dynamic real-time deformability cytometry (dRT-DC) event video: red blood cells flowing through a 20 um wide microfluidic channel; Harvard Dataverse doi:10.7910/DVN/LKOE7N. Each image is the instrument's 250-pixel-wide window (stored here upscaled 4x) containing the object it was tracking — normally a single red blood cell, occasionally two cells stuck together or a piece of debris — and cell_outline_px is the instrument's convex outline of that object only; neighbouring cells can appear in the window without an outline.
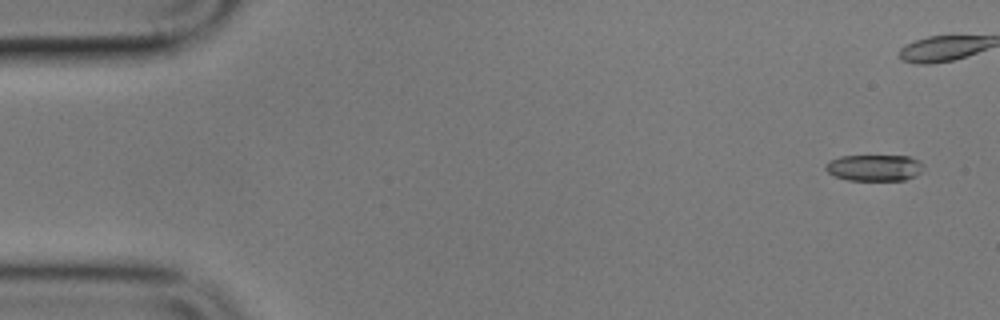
{"species": "common noctule bat (a hibernating species)", "species_latin": "Nyctalus noctula", "temperature_condition": "cold", "stored_images_in_passage": 5, "camera_frame_rate_fps": 3000, "um_per_image_px": 0.085, "animal": {"sex": "male", "body_mass_g": 17.9}, "frame": {"image": 1, "passage_image": 1, "time_ms": 0.0, "image_size_px": [1000, 320], "cell_outline_px": [[924, 168], [916, 176], [904, 180], [848, 180], [832, 176], [824, 168], [824, 164], [828, 160], [840, 156], [908, 156], [920, 160], [924, 164]], "centroid_in_image_um": [74.3, 14.25], "position_along_channel_um": 10.7, "area_um2": 15.32}}
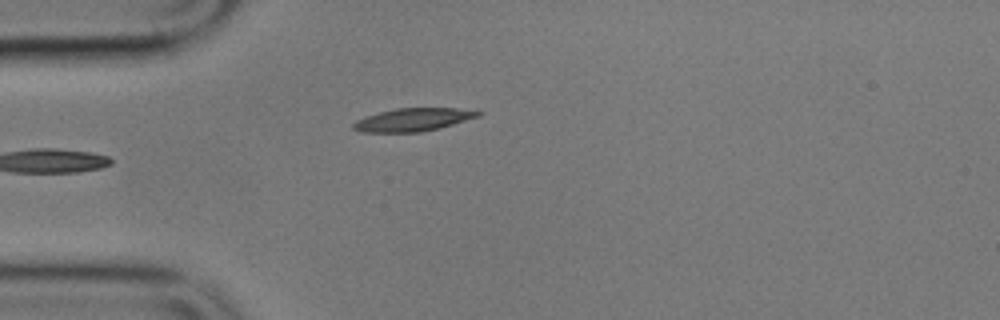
{"frame": {"image": 2, "passage_image": 5, "time_ms": 5.333, "image_size_px": [1000, 320], "cell_outline_px": [[484, 112], [480, 116], [440, 128], [420, 132], [360, 132], [352, 128], [352, 124], [356, 120], [364, 116], [396, 108], [456, 108]], "centroid_in_image_um": [35.09, 10.17], "position_along_channel_um": 49.9, "area_um2": 16.76}}